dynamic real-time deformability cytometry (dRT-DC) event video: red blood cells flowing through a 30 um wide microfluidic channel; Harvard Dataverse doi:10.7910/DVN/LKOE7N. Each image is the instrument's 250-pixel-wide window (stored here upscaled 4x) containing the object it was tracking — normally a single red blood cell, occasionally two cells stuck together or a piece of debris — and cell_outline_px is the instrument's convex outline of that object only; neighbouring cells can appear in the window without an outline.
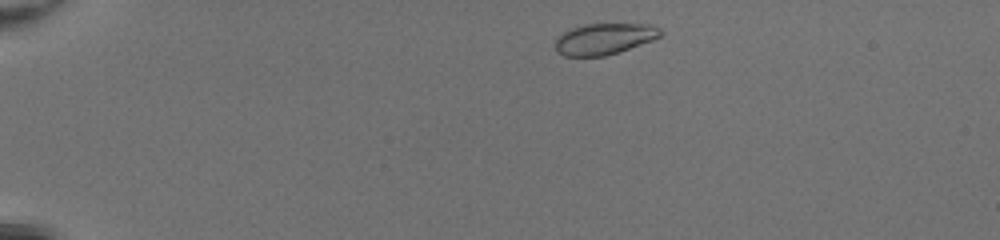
{"species": "common noctule bat (a hibernating species)", "species_latin": "Nyctalus noctula", "temperature_condition": "room temperature", "stored_images_in_passage": 41, "camera_frame_rate_fps": 3000, "um_per_image_px": 0.085, "animal": {"sex": "female", "body_mass_g": 20.0, "forearm_length_mm": 54.0}, "frame": {"image": 1, "passage_image": 2, "time_ms": 0.333, "image_size_px": [1000, 240], "cell_outline_px": [[664, 32], [660, 36], [652, 40], [620, 52], [604, 56], [564, 56], [556, 52], [556, 40], [564, 32], [572, 28], [584, 24], [652, 24], [660, 28]], "centroid_in_image_um": [51.39, 3.3], "position_along_channel_um": 33.6, "area_um2": 19.13}}
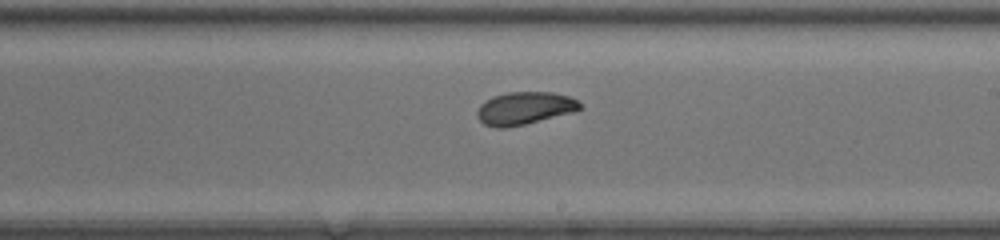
{"frame": {"image": 2, "passage_image": 23, "time_ms": 7.333, "image_size_px": [1000, 240], "cell_outline_px": [[580, 108], [576, 112], [524, 124], [504, 128], [496, 128], [484, 124], [476, 116], [476, 112], [480, 104], [492, 96], [508, 92], [552, 92], [568, 96], [576, 100], [580, 104]], "centroid_in_image_um": [44.56, 9.2], "position_along_channel_um": 244.4, "area_um2": 19.59}}
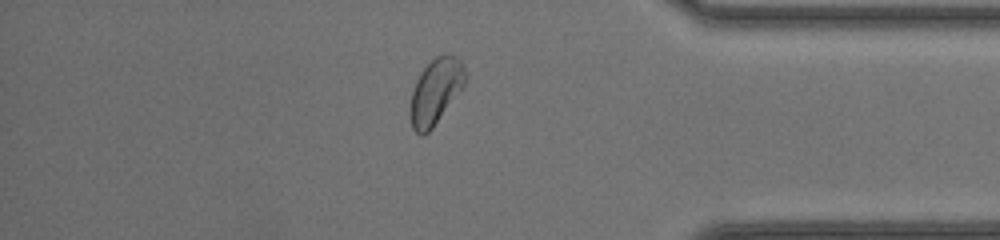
{"frame": {"image": 3, "passage_image": 35, "time_ms": 11.333, "image_size_px": [1000, 240], "cell_outline_px": [[464, 84], [432, 128], [424, 136], [420, 136], [412, 128], [412, 92], [416, 80], [420, 72], [436, 56], [448, 52], [456, 56], [464, 64]], "centroid_in_image_um": [37.03, 7.72], "position_along_channel_um": 398.2, "area_um2": 20.35}, "authors_computed_cell_mechanics": {"area_um2": 19.941, "velocity_mm_per_s": 4.2575, "shape_relaxation_time_tau1_ms": 2.6474, "shape_relaxation_time_tau2_ms": 1.7954, "deformation_change_tau1": 0.1055, "deformation_change_tau2": 0.0436}}